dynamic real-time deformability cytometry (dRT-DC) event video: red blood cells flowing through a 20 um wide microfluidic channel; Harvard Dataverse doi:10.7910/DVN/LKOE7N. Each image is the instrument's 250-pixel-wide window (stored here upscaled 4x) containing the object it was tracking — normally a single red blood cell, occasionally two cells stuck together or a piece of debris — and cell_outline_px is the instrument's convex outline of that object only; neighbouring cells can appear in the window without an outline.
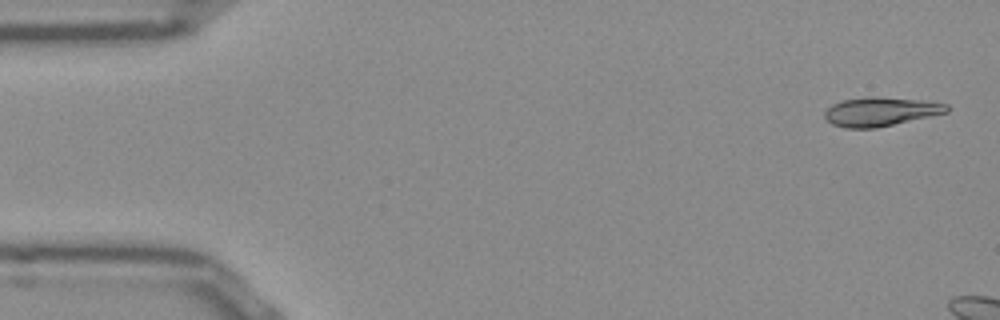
{"species": "Egyptian fruit bat (a non-hibernating species)", "species_latin": "Rousettus aegyptiacus", "temperature_condition": "room temperature", "stored_images_in_passage": 8, "camera_frame_rate_fps": 3000, "um_per_image_px": 0.085, "frame": {"image": 1, "passage_image": 2, "time_ms": 0.333, "image_size_px": [1000, 320], "cell_outline_px": [[948, 112], [876, 128], [844, 128], [832, 124], [824, 116], [824, 112], [832, 104], [844, 100], [868, 96], [872, 96], [916, 100], [948, 104]], "centroid_in_image_um": [74.8, 9.49], "position_along_channel_um": 10.2, "area_um2": 20.29}}